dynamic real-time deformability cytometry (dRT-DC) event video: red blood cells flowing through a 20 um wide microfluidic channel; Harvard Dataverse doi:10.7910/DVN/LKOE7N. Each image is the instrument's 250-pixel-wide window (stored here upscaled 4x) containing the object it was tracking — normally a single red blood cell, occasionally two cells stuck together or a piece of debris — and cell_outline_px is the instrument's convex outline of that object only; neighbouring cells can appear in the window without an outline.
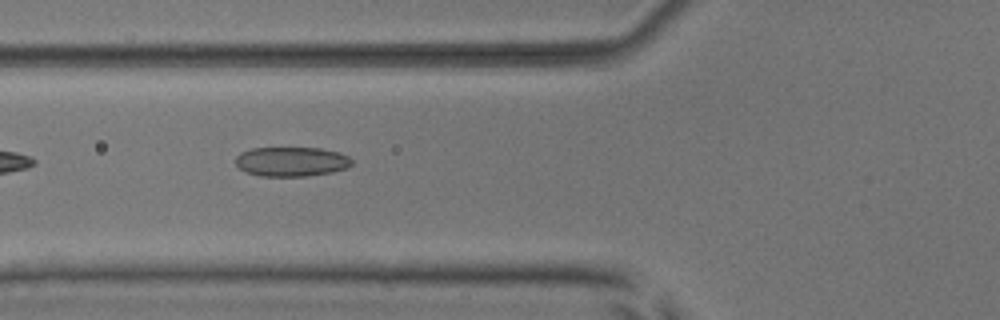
{"species": "common noctule bat (a hibernating species)", "species_latin": "Nyctalus noctula", "temperature_condition": "room temperature", "stored_images_in_passage": 9, "camera_frame_rate_fps": 3000, "um_per_image_px": 0.085, "animal": {"sex": "male", "body_mass_g": 17.9, "forearm_length_mm": 54.2}, "frame": {"image": 1, "passage_image": 3, "time_ms": 0.667, "image_size_px": [1000, 320], "cell_outline_px": [[352, 164], [348, 168], [332, 172], [304, 176], [260, 176], [244, 172], [236, 164], [236, 156], [240, 152], [252, 148], [320, 148], [340, 152], [348, 156], [352, 160]], "centroid_in_image_um": [24.77, 13.73], "position_along_channel_um": 101.0, "area_um2": 20.11}}
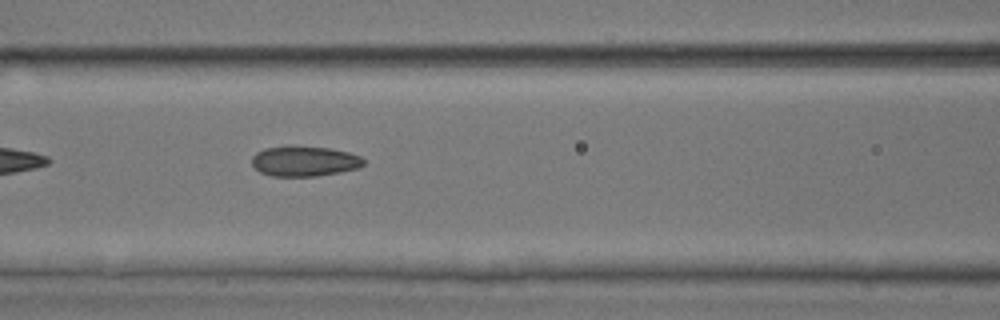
{"frame": {"image": 2, "passage_image": 6, "time_ms": 1.667, "image_size_px": [1000, 320], "cell_outline_px": [[364, 164], [356, 168], [340, 172], [316, 176], [272, 176], [260, 172], [252, 164], [252, 156], [256, 152], [264, 148], [288, 144], [332, 148], [348, 152], [360, 156], [364, 160]], "centroid_in_image_um": [25.84, 13.67], "position_along_channel_um": 140.8, "area_um2": 20.06}}